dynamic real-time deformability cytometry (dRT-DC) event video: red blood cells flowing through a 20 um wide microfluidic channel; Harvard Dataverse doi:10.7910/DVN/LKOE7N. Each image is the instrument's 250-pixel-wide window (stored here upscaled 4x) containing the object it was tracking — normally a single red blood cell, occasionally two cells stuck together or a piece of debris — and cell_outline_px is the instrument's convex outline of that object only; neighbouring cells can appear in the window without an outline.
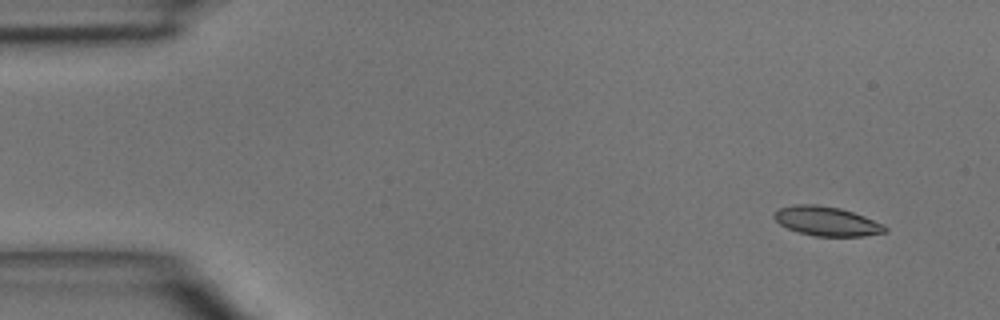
{"species": "common noctule bat (a hibernating species)", "species_latin": "Nyctalus noctula", "temperature_condition": "room temperature", "stored_images_in_passage": 5, "segment_of_instrument_passage": [2, 2], "camera_frame_rate_fps": 3000, "um_per_image_px": 0.085, "animal": {"sex": "male", "body_mass_g": 15.6}, "frame": {"image": 1, "passage_image": 5, "time_ms": 5.333, "image_size_px": [1000, 320], "cell_outline_px": [[888, 232], [864, 236], [816, 236], [800, 232], [788, 228], [780, 224], [772, 216], [780, 208], [796, 204], [816, 204], [840, 208], [864, 216], [884, 224], [888, 228]], "centroid_in_image_um": [70.31, 18.8], "position_along_channel_um": 14.7, "area_um2": 18.84}}